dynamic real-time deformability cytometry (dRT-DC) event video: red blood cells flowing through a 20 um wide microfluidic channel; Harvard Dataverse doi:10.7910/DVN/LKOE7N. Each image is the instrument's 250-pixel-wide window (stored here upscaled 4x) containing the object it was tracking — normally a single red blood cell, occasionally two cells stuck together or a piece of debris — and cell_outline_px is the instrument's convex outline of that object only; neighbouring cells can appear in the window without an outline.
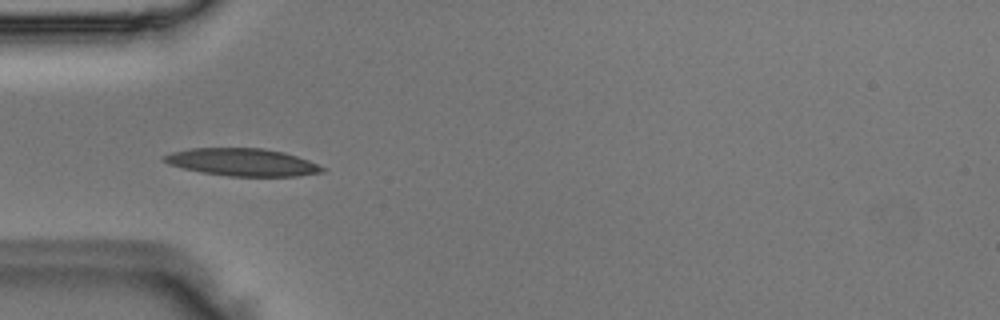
{"species": "Egyptian fruit bat (a non-hibernating species)", "species_latin": "Rousettus aegyptiacus", "temperature_condition": "room temperature", "stored_images_in_passage": 5, "camera_frame_rate_fps": 3000, "um_per_image_px": 0.085, "animal": {"sex": "male"}, "frame": {"image": 1, "passage_image": 5, "time_ms": 1.333, "image_size_px": [1000, 320], "cell_outline_px": [[324, 172], [296, 176], [228, 176], [200, 172], [168, 164], [160, 156], [172, 152], [192, 148], [264, 148], [284, 152], [308, 160], [324, 168]], "centroid_in_image_um": [20.57, 13.78], "position_along_channel_um": 64.4, "area_um2": 25.26}}